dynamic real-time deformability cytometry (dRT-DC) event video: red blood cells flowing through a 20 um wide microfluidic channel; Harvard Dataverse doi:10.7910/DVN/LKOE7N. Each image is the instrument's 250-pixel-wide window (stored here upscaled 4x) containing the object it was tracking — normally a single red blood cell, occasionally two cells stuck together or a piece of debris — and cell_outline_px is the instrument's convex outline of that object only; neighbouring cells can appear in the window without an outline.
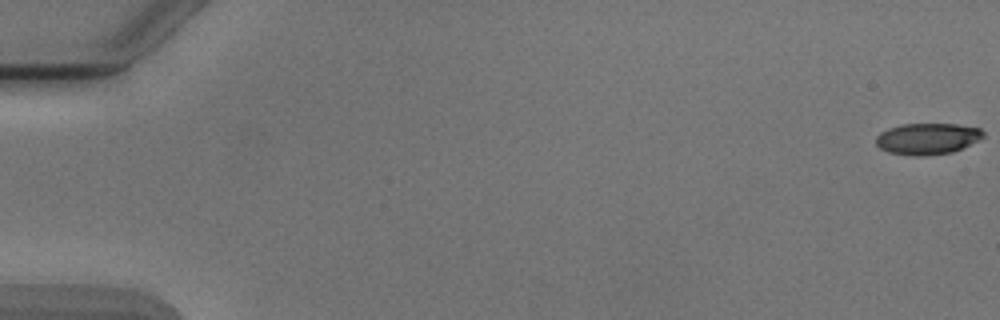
{"species": "Egyptian fruit bat (a non-hibernating species)", "species_latin": "Rousettus aegyptiacus", "temperature_condition": "cold", "stored_images_in_passage": 5, "camera_frame_rate_fps": 3000, "um_per_image_px": 0.085, "animal": {"sex": "male"}, "frame": {"image": 1, "passage_image": 1, "time_ms": 0.0, "image_size_px": [1000, 320], "cell_outline_px": [[984, 136], [952, 152], [924, 156], [916, 156], [888, 152], [880, 148], [876, 144], [876, 136], [880, 132], [888, 128], [900, 124], [956, 124], [980, 128], [984, 132]], "centroid_in_image_um": [78.78, 11.78], "position_along_channel_um": 6.2, "area_um2": 19.42}}
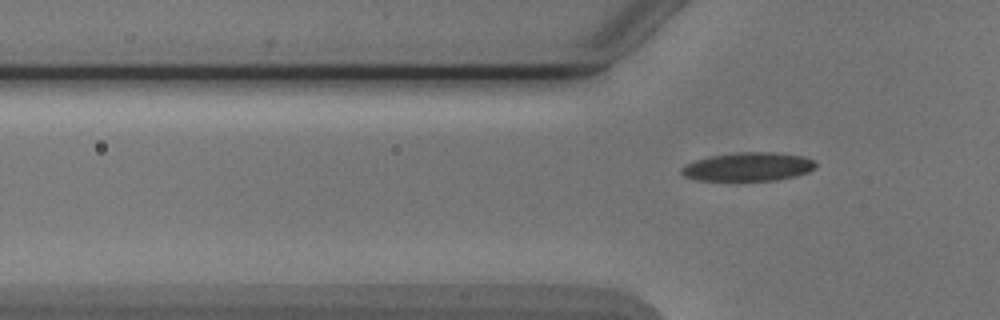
{"frame": {"image": 2, "passage_image": 5, "time_ms": 5.667, "image_size_px": [1000, 320], "cell_outline_px": [[816, 164], [808, 172], [796, 176], [776, 180], [700, 180], [684, 176], [680, 172], [680, 168], [684, 164], [696, 160], [712, 156], [736, 152], [776, 152], [804, 156], [816, 160]], "centroid_in_image_um": [63.61, 14.16], "position_along_channel_um": 62.2, "area_um2": 22.37}}